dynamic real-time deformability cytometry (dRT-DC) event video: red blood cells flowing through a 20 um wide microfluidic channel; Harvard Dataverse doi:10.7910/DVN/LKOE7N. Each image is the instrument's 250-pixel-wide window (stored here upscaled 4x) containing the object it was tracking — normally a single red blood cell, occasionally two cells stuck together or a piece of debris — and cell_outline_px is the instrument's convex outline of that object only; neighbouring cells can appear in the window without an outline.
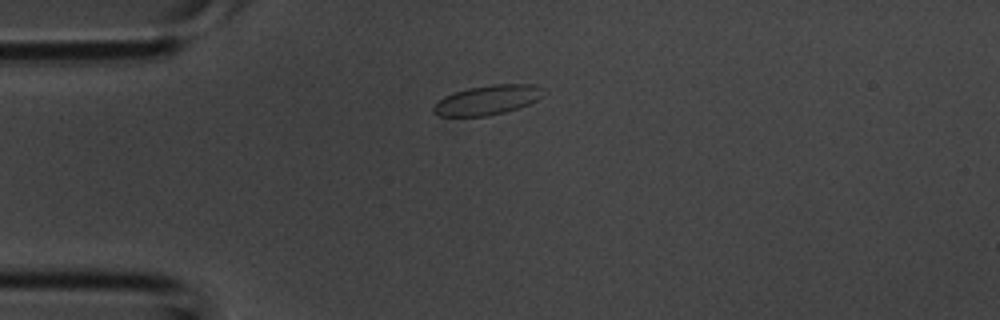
{"species": "common noctule bat (a hibernating species)", "species_latin": "Nyctalus noctula", "temperature_condition": "room temperature", "stored_images_in_passage": 5, "camera_frame_rate_fps": 3000, "um_per_image_px": 0.085, "animal": {"sex": "male", "body_mass_g": 20.1, "forearm_length_mm": 53.5}, "frame": {"image": 1, "passage_image": 5, "time_ms": 1.333, "image_size_px": [1000, 320], "cell_outline_px": [[540, 96], [536, 100], [528, 104], [504, 112], [488, 116], [440, 116], [432, 112], [432, 108], [436, 100], [452, 92], [468, 88], [492, 84], [532, 84], [540, 88]], "centroid_in_image_um": [41.31, 8.5], "position_along_channel_um": 43.7, "area_um2": 18.79}}